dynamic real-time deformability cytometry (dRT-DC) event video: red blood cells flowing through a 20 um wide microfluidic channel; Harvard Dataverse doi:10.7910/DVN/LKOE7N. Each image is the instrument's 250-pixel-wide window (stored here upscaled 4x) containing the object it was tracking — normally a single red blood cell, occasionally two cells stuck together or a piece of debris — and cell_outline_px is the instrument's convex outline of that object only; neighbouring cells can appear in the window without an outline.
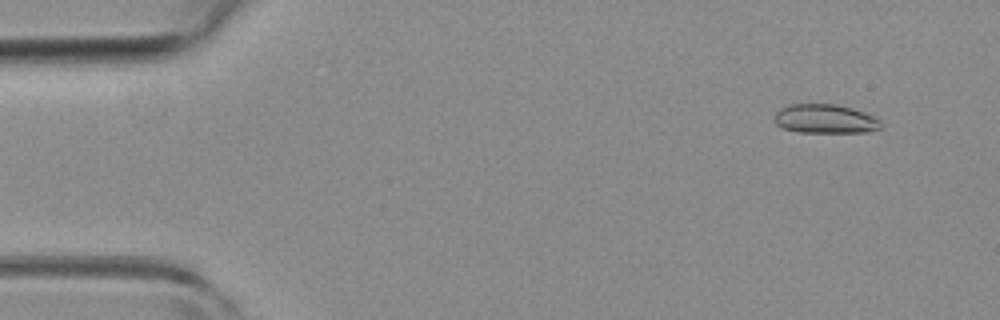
{"species": "common noctule bat (a hibernating species)", "species_latin": "Nyctalus noctula", "temperature_condition": "room temperature", "stored_images_in_passage": 49, "camera_frame_rate_fps": 3000, "um_per_image_px": 0.085, "animal": {"sex": "female", "body_mass_g": 19.3, "forearm_length_mm": 54.1}, "frame": {"image": 1, "passage_image": 2, "time_ms": 0.333, "image_size_px": [1000, 320], "cell_outline_px": [[880, 128], [864, 132], [800, 132], [784, 128], [776, 124], [776, 112], [780, 108], [788, 104], [836, 104], [852, 108], [864, 112], [880, 120]], "centroid_in_image_um": [70.12, 10.09], "position_along_channel_um": 14.9, "area_um2": 17.8}}
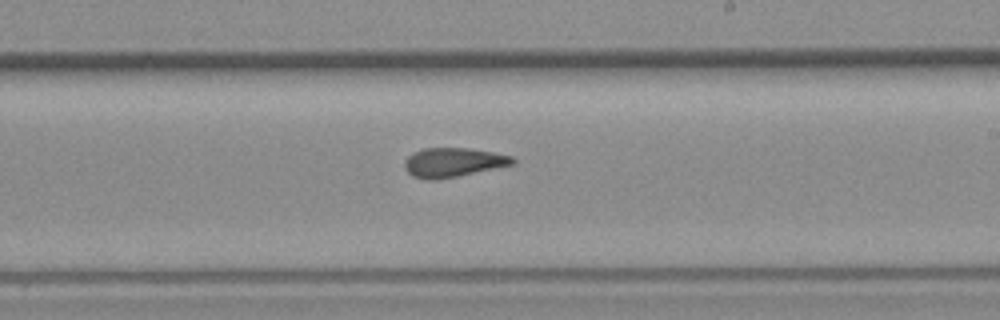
{"frame": {"image": 2, "passage_image": 27, "time_ms": 8.667, "image_size_px": [1000, 320], "cell_outline_px": [[516, 164], [436, 180], [428, 180], [412, 176], [404, 168], [404, 160], [412, 152], [424, 148], [468, 148], [492, 152], [512, 156], [516, 160]], "centroid_in_image_um": [38.5, 13.8], "position_along_channel_um": 250.5, "area_um2": 18.44}}
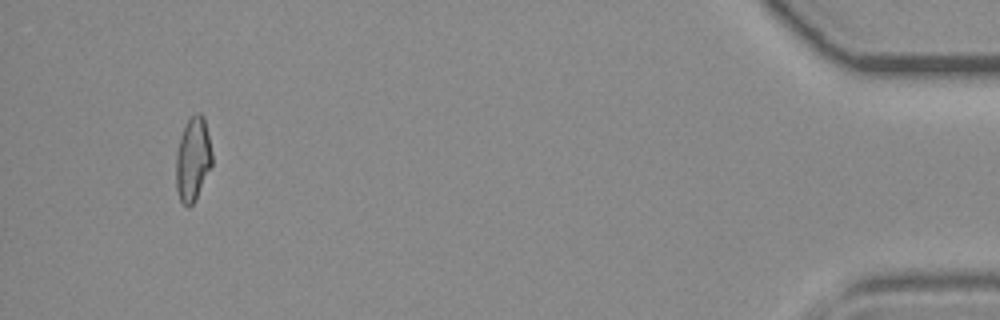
{"frame": {"image": 3, "passage_image": 46, "time_ms": 15.0, "image_size_px": [1000, 320], "cell_outline_px": [[212, 164], [196, 200], [188, 208], [180, 200], [176, 188], [176, 152], [180, 136], [188, 120], [196, 112], [200, 112], [204, 116], [212, 152]], "centroid_in_image_um": [16.39, 13.53], "position_along_channel_um": 418.8, "area_um2": 17.69}, "authors_computed_cell_mechanics": {"area_um2": 18.207, "velocity_mm_per_s": 3.9458, "shape_relaxation_time_tau1_ms": null, "shape_relaxation_time_tau2_ms": 3.8936, "deformation_change_tau1": null, "deformation_change_tau2": 0.1253}}